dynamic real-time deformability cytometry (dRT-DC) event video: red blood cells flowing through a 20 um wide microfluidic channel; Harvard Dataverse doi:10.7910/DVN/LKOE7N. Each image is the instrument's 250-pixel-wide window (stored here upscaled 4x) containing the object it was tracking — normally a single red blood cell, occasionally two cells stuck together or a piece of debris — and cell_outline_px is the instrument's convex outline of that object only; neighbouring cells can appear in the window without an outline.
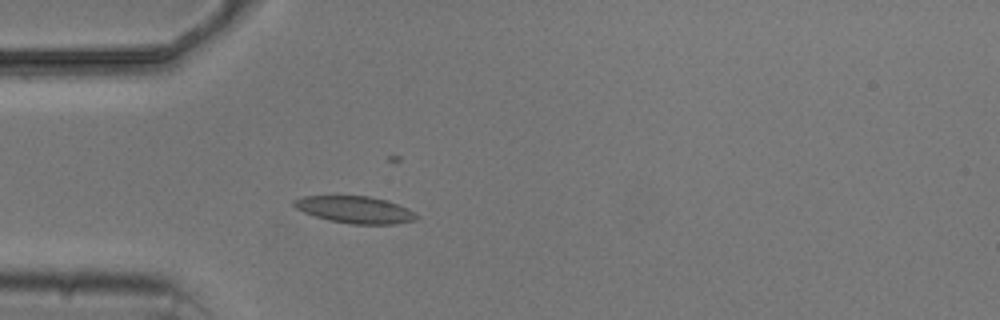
{"species": "common noctule bat (a hibernating species)", "species_latin": "Nyctalus noctula", "temperature_condition": "cold", "stored_images_in_passage": 1, "camera_frame_rate_fps": 3000, "um_per_image_px": 0.085, "animal": {"sex": "male", "body_mass_g": 20.5, "forearm_length_mm": 52.5}, "frame": {"image": 1, "passage_image": 1, "time_ms": 0.0, "image_size_px": [1000, 320], "cell_outline_px": [[420, 216], [416, 220], [396, 224], [352, 224], [328, 220], [304, 212], [296, 208], [292, 204], [292, 200], [304, 196], [368, 196], [388, 200], [408, 208]], "centroid_in_image_um": [30.21, 17.82], "position_along_channel_um": 54.8, "area_um2": 19.36}}